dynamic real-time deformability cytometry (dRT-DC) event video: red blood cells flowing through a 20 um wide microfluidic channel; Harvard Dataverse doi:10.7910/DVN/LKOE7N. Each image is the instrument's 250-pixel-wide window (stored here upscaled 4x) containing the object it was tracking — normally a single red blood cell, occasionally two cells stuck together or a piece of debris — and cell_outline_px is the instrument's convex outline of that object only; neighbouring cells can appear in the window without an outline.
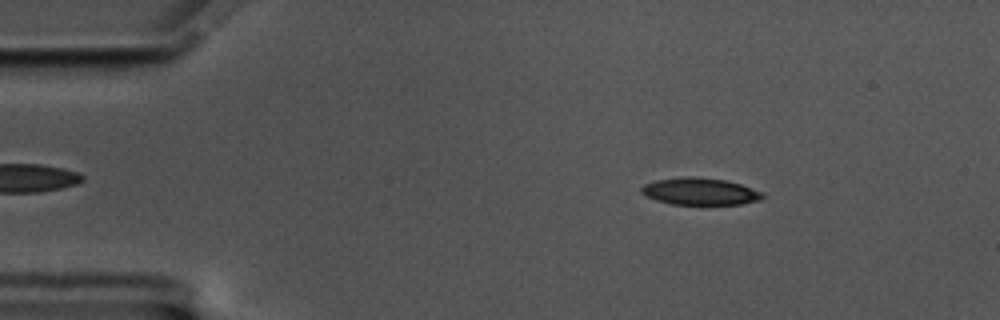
{"species": "common noctule bat (a hibernating species)", "species_latin": "Nyctalus noctula", "temperature_condition": "cold", "stored_images_in_passage": 57, "camera_frame_rate_fps": 3000, "um_per_image_px": 0.085, "animal": {"sex": "male", "body_mass_g": 17.5, "forearm_length_mm": 52.3}, "frame": {"image": 1, "passage_image": 8, "time_ms": 2.333, "image_size_px": [1000, 320], "cell_outline_px": [[764, 196], [760, 200], [740, 204], [672, 204], [656, 200], [640, 192], [640, 188], [644, 184], [656, 180], [684, 176], [692, 176], [728, 180], [764, 192]], "centroid_in_image_um": [59.51, 16.26], "position_along_channel_um": 25.5, "area_um2": 19.13}}
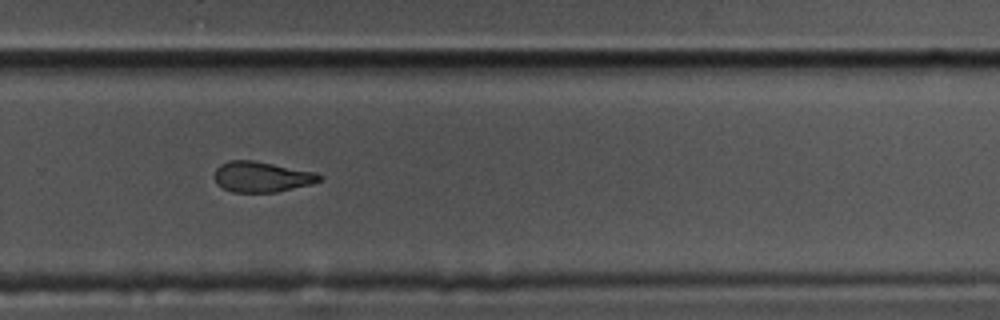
{"frame": {"image": 2, "passage_image": 38, "time_ms": 12.333, "image_size_px": [1000, 320], "cell_outline_px": [[324, 176], [320, 180], [312, 184], [276, 192], [232, 192], [216, 184], [212, 176], [216, 168], [220, 164], [228, 160], [252, 160], [316, 172]], "centroid_in_image_um": [22.21, 15.03], "position_along_channel_um": 307.6, "area_um2": 18.84}}
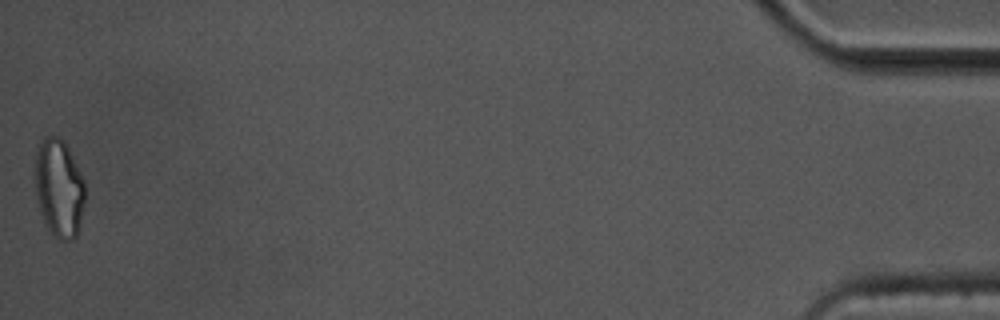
{"frame": {"image": 3, "passage_image": 57, "time_ms": 18.667, "image_size_px": [1000, 320], "cell_outline_px": [[84, 204], [80, 228], [76, 236], [72, 240], [60, 240], [48, 228], [40, 212], [36, 196], [32, 176], [32, 172], [36, 144], [44, 136], [56, 136], [64, 140], [84, 180]], "centroid_in_image_um": [4.96, 15.93], "position_along_channel_um": 430.2, "area_um2": 29.36}, "authors_computed_cell_mechanics": {"area_um2": 19.8254, "velocity_mm_per_s": 3.4603, "shape_relaxation_time_tau1_ms": 3.3478, "shape_relaxation_time_tau2_ms": 3.7705, "deformation_change_tau1": 0.1276, "deformation_change_tau2": 0.1139}}